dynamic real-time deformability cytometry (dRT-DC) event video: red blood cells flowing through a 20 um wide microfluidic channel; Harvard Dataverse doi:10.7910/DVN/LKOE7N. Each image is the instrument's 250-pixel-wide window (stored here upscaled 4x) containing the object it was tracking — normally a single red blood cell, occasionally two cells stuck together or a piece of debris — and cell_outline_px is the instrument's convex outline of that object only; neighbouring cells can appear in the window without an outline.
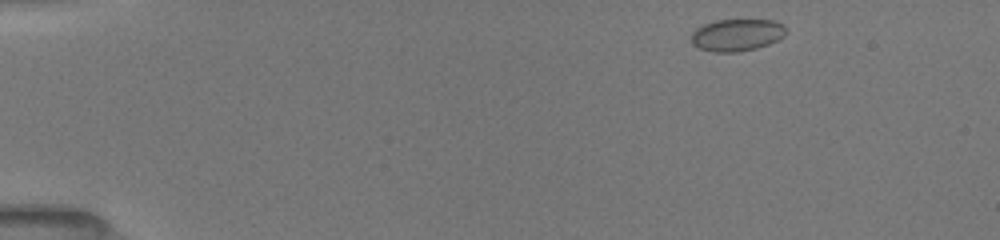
{"species": "common noctule bat (a hibernating species)", "species_latin": "Nyctalus noctula", "temperature_condition": "room temperature", "stored_images_in_passage": 57, "camera_frame_rate_fps": 3000, "um_per_image_px": 0.085, "animal": {"sex": "female", "body_mass_g": 19.5, "forearm_length_mm": 54.1}, "frame": {"image": 1, "passage_image": 1, "time_ms": 0.0, "image_size_px": [1000, 240], "cell_outline_px": [[784, 36], [768, 44], [756, 48], [736, 52], [716, 52], [700, 48], [692, 44], [692, 32], [696, 28], [704, 24], [716, 20], [772, 20], [784, 24]], "centroid_in_image_um": [62.61, 2.96], "position_along_channel_um": 22.4, "area_um2": 17.51}}
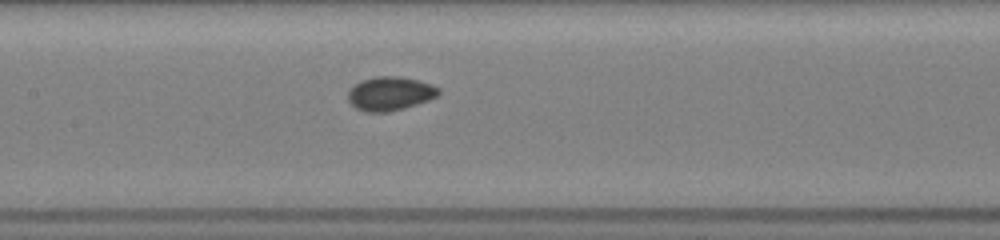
{"frame": {"image": 2, "passage_image": 24, "time_ms": 6.333, "image_size_px": [1000, 240], "cell_outline_px": [[440, 92], [436, 96], [428, 100], [404, 108], [388, 112], [364, 112], [356, 108], [348, 100], [348, 88], [360, 80], [376, 76], [396, 76], [420, 80], [432, 84], [440, 88]], "centroid_in_image_um": [33.13, 7.94], "position_along_channel_um": 174.3, "area_um2": 18.03}}
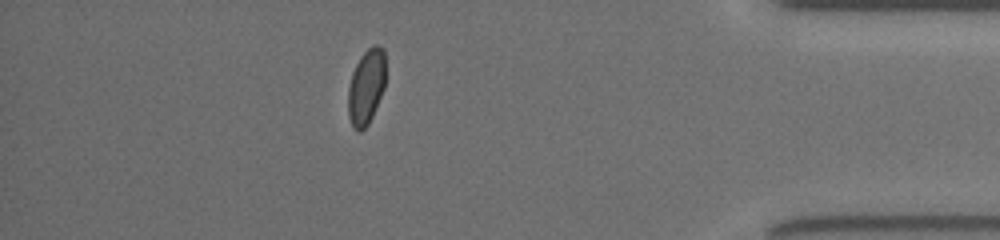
{"frame": {"image": 3, "passage_image": 50, "time_ms": 13.0, "image_size_px": [1000, 240], "cell_outline_px": [[384, 88], [372, 116], [368, 124], [360, 132], [356, 132], [352, 128], [348, 116], [348, 88], [352, 72], [360, 56], [372, 44], [376, 44], [384, 48]], "centroid_in_image_um": [31.1, 7.39], "position_along_channel_um": 404.1, "area_um2": 16.53}, "authors_computed_cell_mechanics": {"area_um2": 17.1666, "velocity_mm_per_s": 3.98, "shape_relaxation_time_tau1_ms": 4.7424, "shape_relaxation_time_tau2_ms": 1.2226, "deformation_change_tau1": 0.0801, "deformation_change_tau2": 0.0367}}